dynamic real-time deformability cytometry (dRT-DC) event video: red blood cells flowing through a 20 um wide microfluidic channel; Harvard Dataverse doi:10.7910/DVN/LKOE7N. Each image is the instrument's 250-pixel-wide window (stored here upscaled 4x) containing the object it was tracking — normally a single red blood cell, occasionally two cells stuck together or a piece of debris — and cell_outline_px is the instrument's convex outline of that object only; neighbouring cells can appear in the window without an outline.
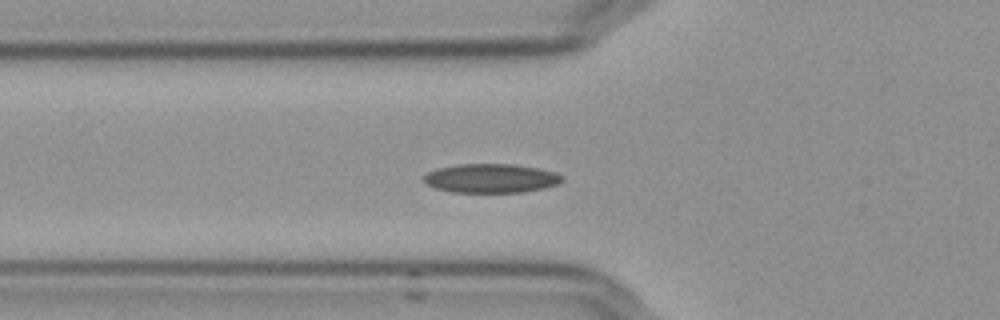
{"species": "Egyptian fruit bat (a non-hibernating species)", "species_latin": "Rousettus aegyptiacus", "temperature_condition": "cold", "stored_images_in_passage": 38, "camera_frame_rate_fps": 3000, "um_per_image_px": 0.085, "frame": {"image": 1, "passage_image": 2, "time_ms": 0.333, "image_size_px": [1000, 320], "cell_outline_px": [[564, 180], [556, 184], [544, 188], [524, 192], [452, 192], [436, 188], [428, 184], [424, 180], [424, 176], [428, 172], [440, 168], [460, 164], [512, 164], [540, 168], [556, 172], [564, 176]], "centroid_in_image_um": [41.8, 15.15], "position_along_channel_um": 84.0, "area_um2": 23.29}}
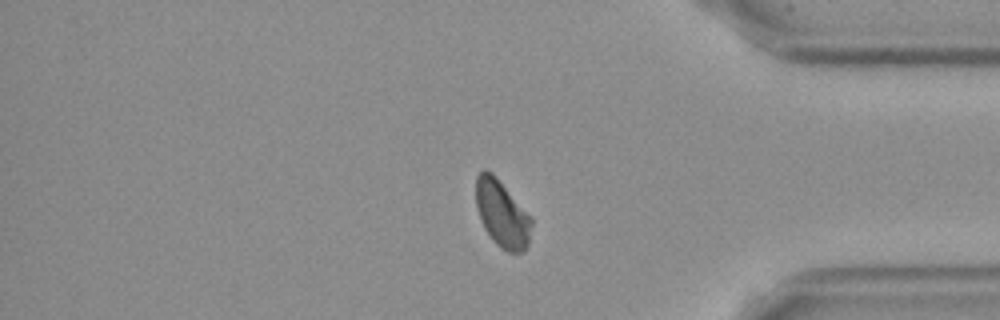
{"frame": {"image": 2, "passage_image": 29, "time_ms": 9.333, "image_size_px": [1000, 320], "cell_outline_px": [[532, 224], [528, 244], [524, 252], [508, 252], [500, 248], [492, 240], [484, 228], [480, 220], [476, 204], [476, 176], [484, 168], [492, 172], [532, 220]], "centroid_in_image_um": [42.64, 18.2], "position_along_channel_um": 392.6, "area_um2": 21.33}}
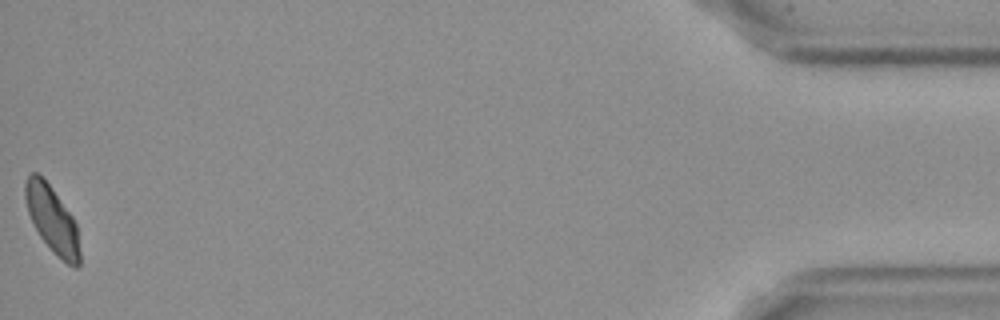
{"frame": {"image": 3, "passage_image": 38, "time_ms": 12.333, "image_size_px": [1000, 320], "cell_outline_px": [[80, 264], [76, 268], [72, 268], [40, 236], [28, 212], [24, 196], [24, 184], [28, 176], [32, 172], [36, 172], [52, 188], [72, 216], [76, 224], [80, 252]], "centroid_in_image_um": [4.44, 18.64], "position_along_channel_um": 430.8, "area_um2": 20.58}, "authors_computed_cell_mechanics": {"area_um2": 22.2241, "velocity_mm_per_s": 3.617, "shape_relaxation_time_tau1_ms": null, "shape_relaxation_time_tau2_ms": 3.8861, "deformation_change_tau1": null, "deformation_change_tau2": 0.0764}}